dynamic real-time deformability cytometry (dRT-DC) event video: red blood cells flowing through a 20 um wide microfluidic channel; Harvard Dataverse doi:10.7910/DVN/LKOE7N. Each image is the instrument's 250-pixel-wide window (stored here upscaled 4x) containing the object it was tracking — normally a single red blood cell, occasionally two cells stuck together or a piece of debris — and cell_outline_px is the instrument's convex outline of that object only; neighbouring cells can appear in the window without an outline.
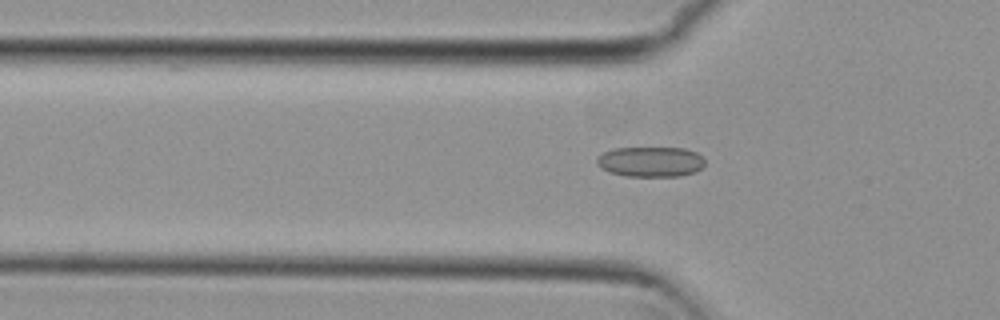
{"species": "common noctule bat (a hibernating species)", "species_latin": "Nyctalus noctula", "temperature_condition": "cold", "stored_images_in_passage": 45, "camera_frame_rate_fps": 3000, "um_per_image_px": 0.085, "animal": {"sex": "female", "body_mass_g": 29.2, "forearm_length_mm": 56.3}, "frame": {"image": 1, "passage_image": 8, "time_ms": 2.333, "image_size_px": [1000, 320], "cell_outline_px": [[704, 164], [696, 172], [680, 176], [624, 176], [608, 172], [600, 168], [596, 164], [596, 156], [612, 148], [684, 148], [696, 152], [704, 160]], "centroid_in_image_um": [55.24, 13.75], "position_along_channel_um": 70.6, "area_um2": 19.19}}
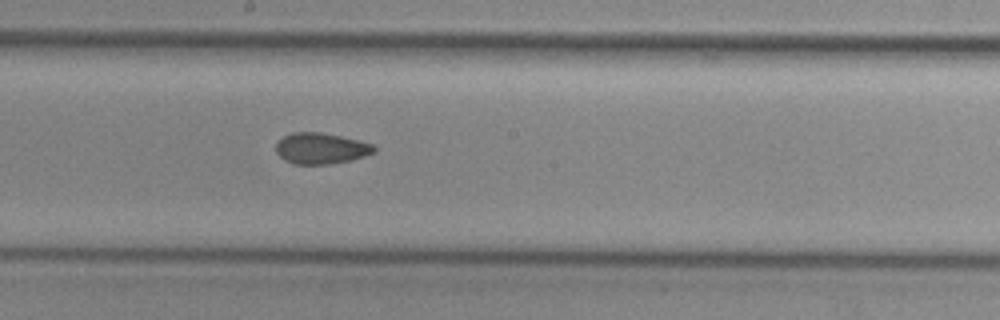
{"frame": {"image": 2, "passage_image": 20, "time_ms": 6.333, "image_size_px": [1000, 320], "cell_outline_px": [[376, 152], [352, 160], [328, 164], [296, 164], [284, 160], [276, 152], [276, 140], [292, 132], [320, 132], [340, 136], [372, 144], [376, 148]], "centroid_in_image_um": [27.26, 12.61], "position_along_channel_um": 220.9, "area_um2": 17.74}}
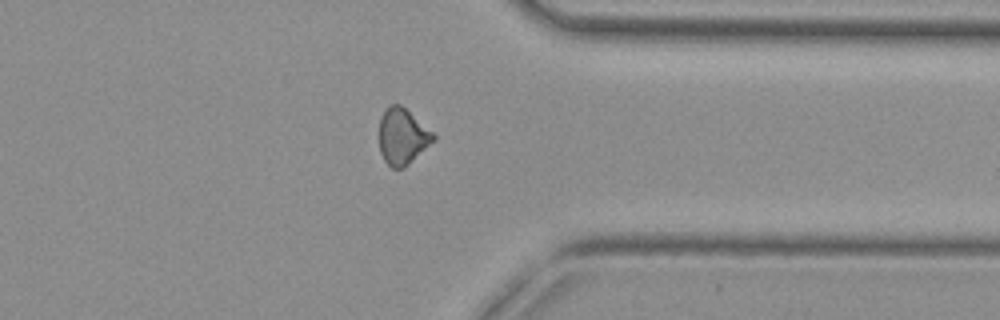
{"frame": {"image": 3, "passage_image": 33, "time_ms": 10.667, "image_size_px": [1000, 320], "cell_outline_px": [[436, 140], [404, 168], [392, 168], [384, 160], [380, 152], [380, 116], [384, 108], [388, 104], [400, 104], [432, 132], [436, 136]], "centroid_in_image_um": [34.2, 11.59], "position_along_channel_um": 377.2, "area_um2": 17.69}, "authors_computed_cell_mechanics": {"area_um2": 17.9758, "velocity_mm_per_s": 3.7492, "shape_relaxation_time_tau1_ms": null, "shape_relaxation_time_tau2_ms": 2.6268, "deformation_change_tau1": null, "deformation_change_tau2": 0.0726}}